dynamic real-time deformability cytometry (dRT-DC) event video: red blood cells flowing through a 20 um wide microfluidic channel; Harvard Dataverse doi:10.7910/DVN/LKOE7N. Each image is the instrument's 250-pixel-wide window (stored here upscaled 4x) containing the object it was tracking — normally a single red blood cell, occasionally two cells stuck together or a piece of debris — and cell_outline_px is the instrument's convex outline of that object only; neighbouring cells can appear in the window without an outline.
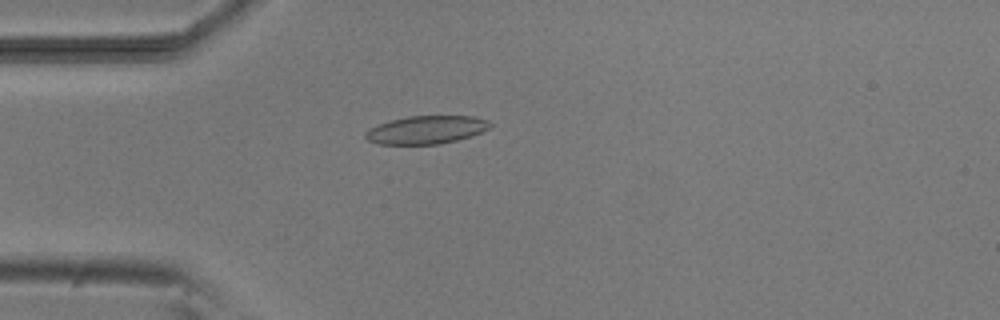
{"species": "common noctule bat (a hibernating species)", "species_latin": "Nyctalus noctula", "temperature_condition": "room temperature", "stored_images_in_passage": 3, "camera_frame_rate_fps": 3000, "um_per_image_px": 0.085, "animal": {"sex": "male", "body_mass_g": 20.5, "forearm_length_mm": 52.5}, "frame": {"image": 1, "passage_image": 2, "time_ms": 1.333, "image_size_px": [1000, 320], "cell_outline_px": [[492, 124], [488, 128], [472, 136], [440, 144], [380, 144], [368, 140], [364, 136], [364, 132], [368, 128], [388, 120], [408, 116], [476, 116], [488, 120]], "centroid_in_image_um": [36.21, 11.02], "position_along_channel_um": 48.8, "area_um2": 20.52}}